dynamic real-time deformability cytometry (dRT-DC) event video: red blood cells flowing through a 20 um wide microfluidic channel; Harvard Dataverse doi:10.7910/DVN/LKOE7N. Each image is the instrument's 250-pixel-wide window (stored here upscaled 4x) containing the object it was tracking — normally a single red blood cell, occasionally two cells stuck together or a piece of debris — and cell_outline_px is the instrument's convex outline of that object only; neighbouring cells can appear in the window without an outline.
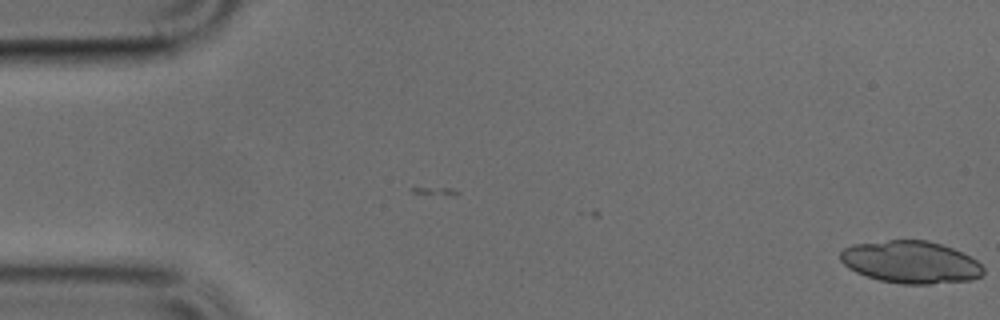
{"species": "common noctule bat (a hibernating species)", "species_latin": "Nyctalus noctula", "temperature_condition": "cold", "stored_images_in_passage": 3, "camera_frame_rate_fps": 3000, "um_per_image_px": 0.085, "animal": {"sex": "male", "body_mass_g": 17.9, "forearm_length_mm": 54.2}, "frame": {"image": 1, "passage_image": 3, "time_ms": 0.667, "image_size_px": [1000, 320], "cell_outline_px": [[984, 272], [980, 276], [972, 280], [928, 284], [900, 284], [880, 280], [856, 272], [848, 268], [840, 260], [840, 252], [844, 248], [852, 244], [888, 240], [928, 240], [952, 248], [976, 260], [984, 268]], "centroid_in_image_um": [77.39, 22.28], "position_along_channel_um": 7.6, "area_um2": 35.2}}